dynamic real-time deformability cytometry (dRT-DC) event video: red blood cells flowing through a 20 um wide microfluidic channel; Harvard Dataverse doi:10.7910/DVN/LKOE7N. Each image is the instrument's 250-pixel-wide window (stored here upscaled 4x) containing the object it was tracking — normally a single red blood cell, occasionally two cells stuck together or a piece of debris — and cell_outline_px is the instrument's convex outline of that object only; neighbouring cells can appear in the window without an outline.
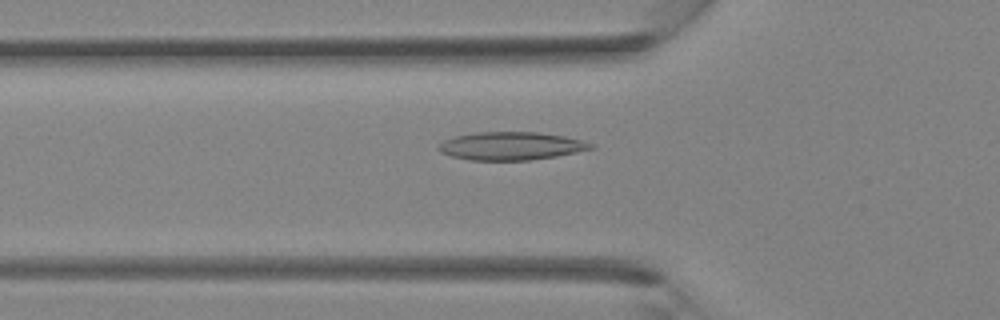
{"species": "Egyptian fruit bat (a non-hibernating species)", "species_latin": "Rousettus aegyptiacus", "temperature_condition": "room temperature", "stored_images_in_passage": 37, "camera_frame_rate_fps": 3000, "um_per_image_px": 0.085, "animal": {"sex": "female"}, "frame": {"image": 1, "passage_image": 13, "time_ms": 4.0, "image_size_px": [1000, 320], "cell_outline_px": [[596, 148], [556, 156], [532, 160], [468, 160], [452, 156], [440, 152], [436, 148], [444, 140], [456, 136], [476, 132], [536, 132], [564, 136], [596, 144]], "centroid_in_image_um": [43.45, 12.41], "position_along_channel_um": 82.4, "area_um2": 24.91}}
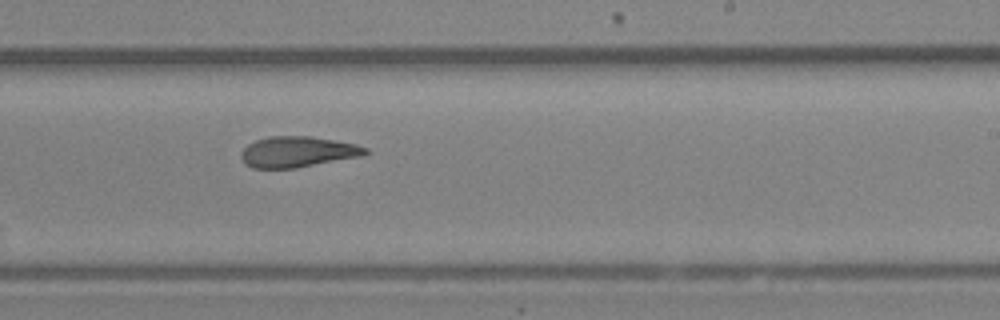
{"frame": {"image": 2, "passage_image": 23, "time_ms": 7.333, "image_size_px": [1000, 320], "cell_outline_px": [[368, 152], [364, 156], [296, 168], [252, 168], [244, 164], [240, 156], [240, 152], [248, 144], [256, 140], [268, 136], [308, 136], [356, 144], [368, 148]], "centroid_in_image_um": [25.28, 12.91], "position_along_channel_um": 263.7, "area_um2": 22.43}}
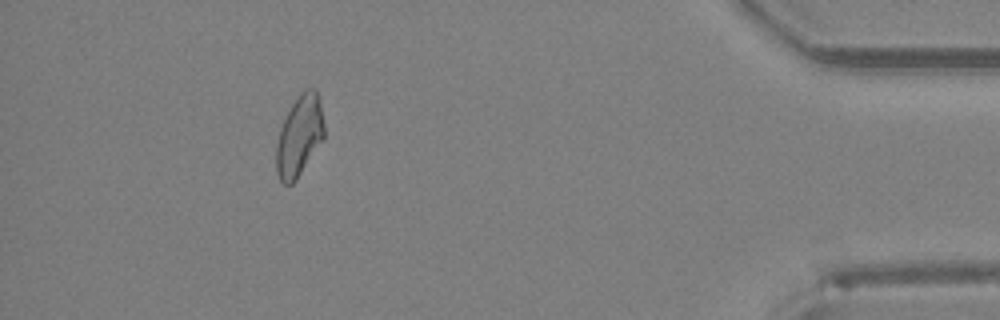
{"frame": {"image": 3, "passage_image": 34, "time_ms": 11.0, "image_size_px": [1000, 320], "cell_outline_px": [[324, 140], [296, 180], [292, 184], [284, 184], [280, 180], [276, 172], [276, 144], [280, 128], [292, 104], [300, 92], [304, 88], [316, 88], [320, 96], [324, 124]], "centroid_in_image_um": [25.47, 11.53], "position_along_channel_um": 409.7, "area_um2": 22.89}}